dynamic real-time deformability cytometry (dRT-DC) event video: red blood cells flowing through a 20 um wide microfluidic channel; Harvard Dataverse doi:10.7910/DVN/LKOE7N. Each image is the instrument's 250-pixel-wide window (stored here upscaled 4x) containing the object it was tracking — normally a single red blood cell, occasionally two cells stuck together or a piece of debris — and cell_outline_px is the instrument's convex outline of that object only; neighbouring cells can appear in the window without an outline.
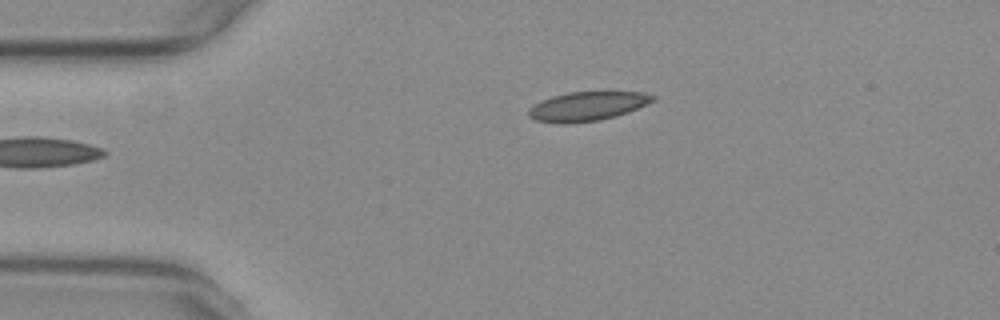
{"species": "common noctule bat (a hibernating species)", "species_latin": "Nyctalus noctula", "temperature_condition": "warm", "stored_images_in_passage": 38, "camera_frame_rate_fps": 3000, "um_per_image_px": 0.085, "animal": {"sex": "female", "body_mass_g": 29.2, "forearm_length_mm": 56.3}, "frame": {"image": 1, "passage_image": 1, "time_ms": 0.0, "image_size_px": [1000, 320], "cell_outline_px": [[656, 100], [648, 104], [628, 112], [616, 116], [600, 120], [572, 124], [560, 124], [536, 120], [528, 116], [528, 108], [552, 96], [568, 92], [640, 92], [656, 96]], "centroid_in_image_um": [49.93, 9.05], "position_along_channel_um": 35.1, "area_um2": 21.15}}
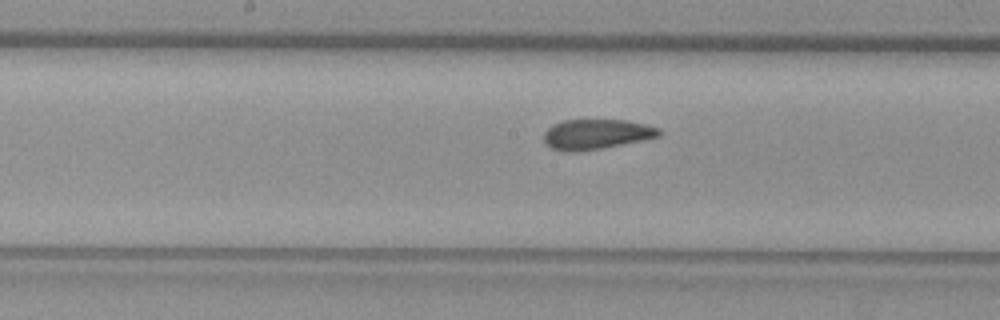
{"frame": {"image": 2, "passage_image": 17, "time_ms": 5.333, "image_size_px": [1000, 320], "cell_outline_px": [[664, 132], [660, 136], [600, 148], [572, 152], [564, 152], [552, 148], [544, 144], [544, 132], [552, 124], [564, 120], [628, 120], [660, 128]], "centroid_in_image_um": [50.66, 11.4], "position_along_channel_um": 197.5, "area_um2": 20.11}}
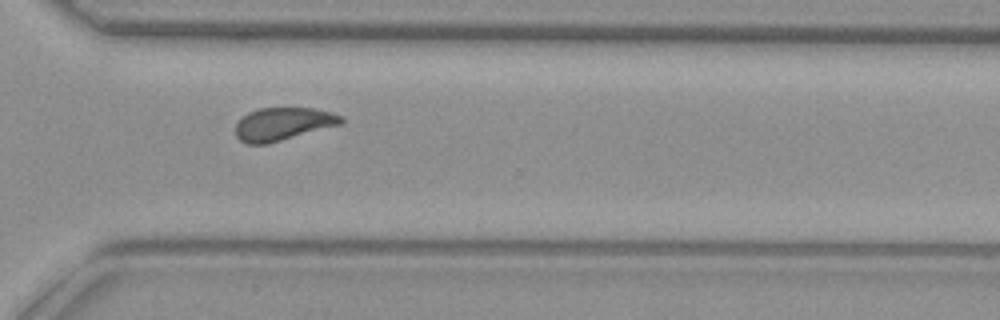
{"frame": {"image": 3, "passage_image": 29, "time_ms": 9.333, "image_size_px": [1000, 320], "cell_outline_px": [[344, 120], [340, 124], [268, 144], [248, 144], [240, 140], [236, 136], [236, 124], [248, 112], [260, 108], [312, 108], [332, 112], [344, 116]], "centroid_in_image_um": [24.06, 10.53], "position_along_channel_um": 346.5, "area_um2": 20.11}, "authors_computed_cell_mechanics": {"area_um2": 20.9525, "velocity_mm_per_s": 3.7255, "shape_relaxation_time_tau1_ms": null, "shape_relaxation_time_tau2_ms": 1.3797, "deformation_change_tau1": null, "deformation_change_tau2": 0.0743}}